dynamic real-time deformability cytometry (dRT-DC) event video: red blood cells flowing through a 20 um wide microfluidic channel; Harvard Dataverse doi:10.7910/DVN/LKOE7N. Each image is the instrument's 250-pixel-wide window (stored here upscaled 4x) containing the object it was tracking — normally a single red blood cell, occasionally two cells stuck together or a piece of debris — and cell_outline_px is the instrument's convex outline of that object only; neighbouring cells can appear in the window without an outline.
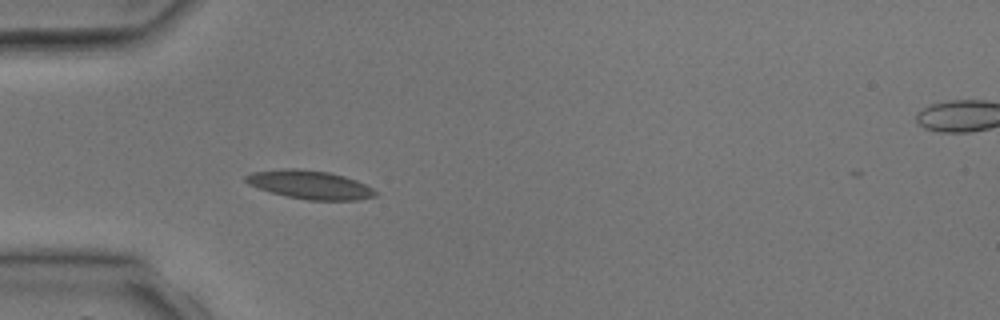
{"species": "common noctule bat (a hibernating species)", "species_latin": "Nyctalus noctula", "temperature_condition": "room temperature", "stored_images_in_passage": 5, "camera_frame_rate_fps": 3000, "um_per_image_px": 0.085, "animal": {"sex": "male", "body_mass_g": 17.9, "forearm_length_mm": 54.2}, "frame": {"image": 1, "passage_image": 4, "time_ms": 3.333, "image_size_px": [1000, 320], "cell_outline_px": [[376, 196], [356, 200], [308, 200], [288, 196], [272, 192], [248, 184], [244, 180], [244, 176], [252, 172], [284, 168], [296, 168], [328, 172], [344, 176], [356, 180], [372, 188], [376, 192]], "centroid_in_image_um": [26.32, 15.69], "position_along_channel_um": 58.7, "area_um2": 21.33}}